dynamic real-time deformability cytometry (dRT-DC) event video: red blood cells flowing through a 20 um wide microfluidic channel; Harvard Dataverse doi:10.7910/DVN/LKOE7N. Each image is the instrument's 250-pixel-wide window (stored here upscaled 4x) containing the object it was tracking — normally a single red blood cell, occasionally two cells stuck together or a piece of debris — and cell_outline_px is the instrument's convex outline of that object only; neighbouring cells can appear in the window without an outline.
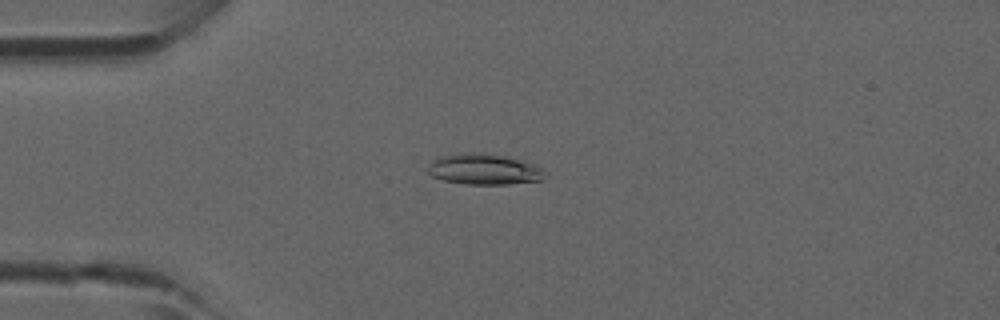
{"species": "common noctule bat (a hibernating species)", "species_latin": "Nyctalus noctula", "temperature_condition": "room temperature", "stored_images_in_passage": 4, "camera_frame_rate_fps": 3000, "um_per_image_px": 0.085, "animal": {"sex": "male", "forearm_length_mm": 52.5}, "frame": {"image": 1, "passage_image": 4, "time_ms": 1.0, "image_size_px": [1000, 320], "cell_outline_px": [[548, 176], [540, 180], [508, 184], [464, 184], [444, 180], [432, 176], [428, 172], [428, 164], [432, 160], [440, 156], [460, 152], [480, 152], [524, 160], [536, 164], [544, 168], [548, 172]], "centroid_in_image_um": [41.19, 14.37], "position_along_channel_um": 43.8, "area_um2": 21.44}}